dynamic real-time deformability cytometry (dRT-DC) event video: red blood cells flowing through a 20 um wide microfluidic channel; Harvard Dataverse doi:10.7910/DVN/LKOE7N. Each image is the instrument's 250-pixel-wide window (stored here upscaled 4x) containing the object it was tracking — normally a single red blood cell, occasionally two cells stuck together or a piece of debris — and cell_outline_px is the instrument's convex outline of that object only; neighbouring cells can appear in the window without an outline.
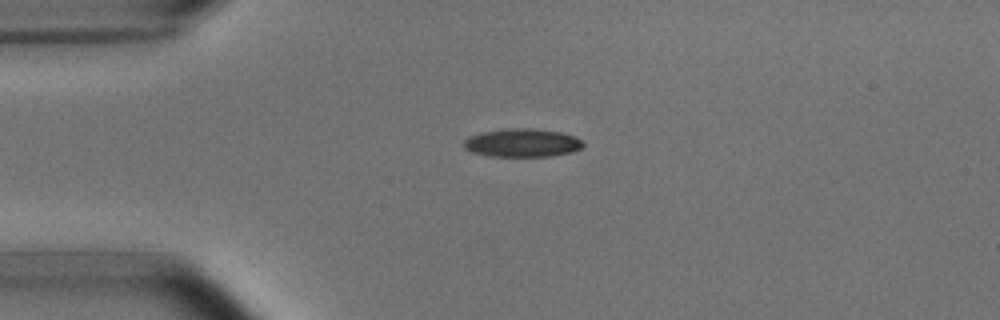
{"species": "common noctule bat (a hibernating species)", "species_latin": "Nyctalus noctula", "temperature_condition": "room temperature", "stored_images_in_passage": 4, "camera_frame_rate_fps": 3000, "um_per_image_px": 0.085, "animal": {"sex": "male", "body_mass_g": 15.6}, "frame": {"image": 1, "passage_image": 3, "time_ms": 2.333, "image_size_px": [1000, 320], "cell_outline_px": [[584, 148], [572, 152], [552, 156], [488, 156], [472, 152], [464, 148], [464, 140], [468, 136], [484, 132], [508, 128], [532, 128], [560, 132], [572, 136], [580, 140], [584, 144]], "centroid_in_image_um": [44.39, 12.14], "position_along_channel_um": 40.6, "area_um2": 19.65}}